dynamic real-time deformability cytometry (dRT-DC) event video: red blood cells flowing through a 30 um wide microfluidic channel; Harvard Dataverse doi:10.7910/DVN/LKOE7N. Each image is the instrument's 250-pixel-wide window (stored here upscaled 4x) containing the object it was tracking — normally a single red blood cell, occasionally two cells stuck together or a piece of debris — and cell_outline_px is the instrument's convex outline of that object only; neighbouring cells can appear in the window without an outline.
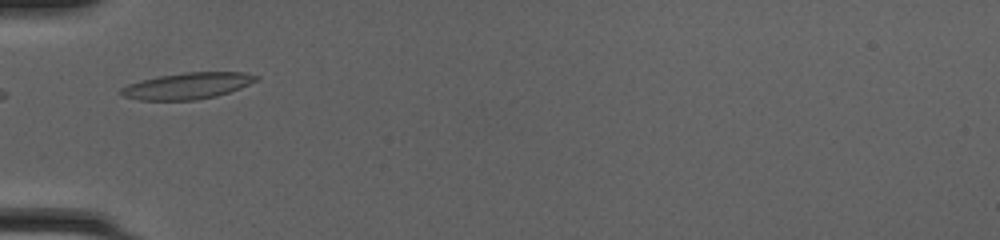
{"species": "common noctule bat (a hibernating species)", "species_latin": "Nyctalus noctula", "temperature_condition": "cold", "stored_images_in_passage": 33, "camera_frame_rate_fps": 3000, "um_per_image_px": 0.085, "animal": {"sex": "female", "body_mass_g": 20.0, "forearm_length_mm": 54.0}, "frame": {"image": 1, "passage_image": 1, "time_ms": 0.0, "image_size_px": [1000, 240], "cell_outline_px": [[260, 80], [240, 88], [216, 96], [196, 100], [140, 100], [124, 96], [120, 92], [120, 88], [128, 84], [140, 80], [160, 76], [184, 72], [244, 72], [260, 76]], "centroid_in_image_um": [15.97, 7.29], "position_along_channel_um": 69.0, "area_um2": 20.81}}
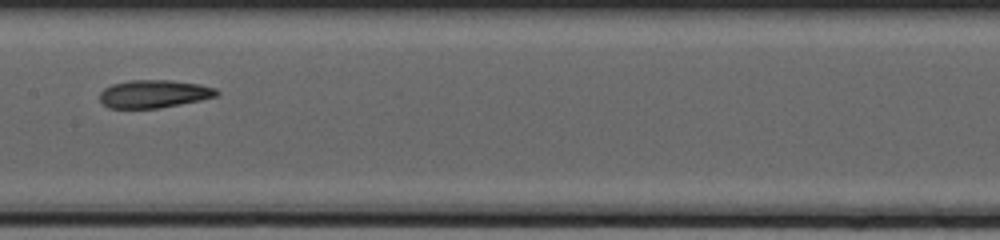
{"frame": {"image": 2, "passage_image": 10, "time_ms": 3.0, "image_size_px": [1000, 240], "cell_outline_px": [[220, 92], [216, 96], [200, 100], [160, 108], [108, 108], [100, 100], [100, 92], [104, 88], [112, 84], [128, 80], [172, 80], [200, 84], [216, 88]], "centroid_in_image_um": [13.09, 7.97], "position_along_channel_um": 194.3, "area_um2": 19.07}}
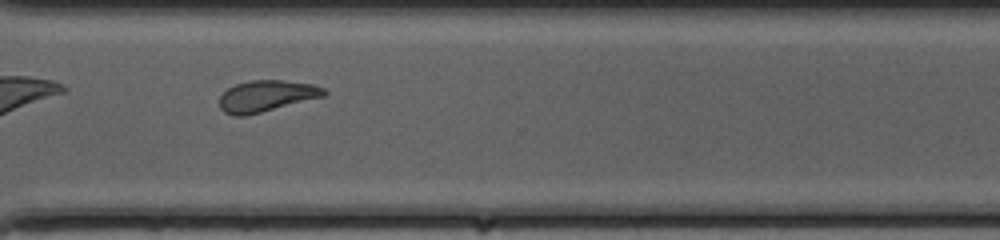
{"frame": {"image": 3, "passage_image": 21, "time_ms": 6.667, "image_size_px": [1000, 240], "cell_outline_px": [[328, 92], [324, 96], [244, 116], [232, 116], [224, 112], [220, 108], [220, 96], [228, 88], [236, 84], [252, 80], [280, 80], [312, 84], [324, 88]], "centroid_in_image_um": [22.63, 8.16], "position_along_channel_um": 348.0, "area_um2": 18.84}, "authors_computed_cell_mechanics": {"area_um2": 19.1896, "velocity_mm_per_s": 4.2038, "shape_relaxation_time_tau1_ms": 5.4144, "shape_relaxation_time_tau2_ms": 7.5853, "deformation_change_tau1": 0.1866, "deformation_change_tau2": 0.1185}}